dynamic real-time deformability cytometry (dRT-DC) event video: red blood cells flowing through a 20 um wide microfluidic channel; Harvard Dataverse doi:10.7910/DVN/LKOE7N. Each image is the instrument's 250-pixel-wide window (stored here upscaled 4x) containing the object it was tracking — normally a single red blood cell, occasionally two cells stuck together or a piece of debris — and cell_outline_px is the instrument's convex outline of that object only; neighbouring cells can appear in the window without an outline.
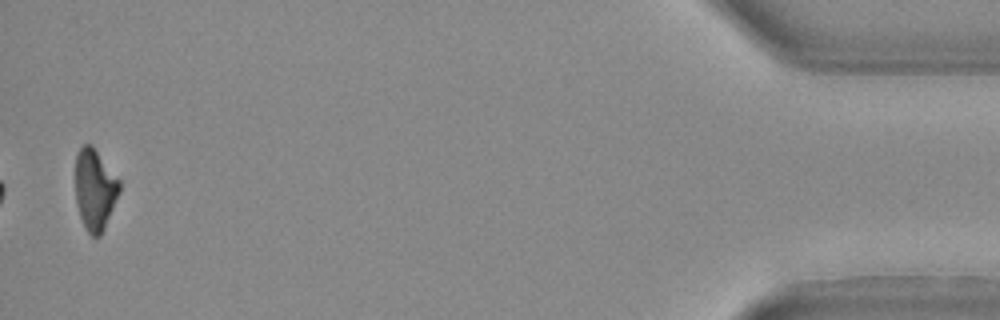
{"species": "Egyptian fruit bat (a non-hibernating species)", "species_latin": "Rousettus aegyptiacus", "temperature_condition": "warm", "stored_images_in_passage": 23, "camera_frame_rate_fps": 3000, "um_per_image_px": 0.085, "animal": {"sex": "female"}, "frame": {"image": 1, "passage_image": 23, "time_ms": 7.333, "image_size_px": [1000, 320], "cell_outline_px": [[120, 192], [104, 228], [100, 236], [92, 236], [88, 232], [80, 216], [76, 200], [76, 156], [80, 148], [84, 144], [92, 144], [120, 180]], "centroid_in_image_um": [8.08, 16.08], "position_along_channel_um": 427.1, "area_um2": 20.63}}